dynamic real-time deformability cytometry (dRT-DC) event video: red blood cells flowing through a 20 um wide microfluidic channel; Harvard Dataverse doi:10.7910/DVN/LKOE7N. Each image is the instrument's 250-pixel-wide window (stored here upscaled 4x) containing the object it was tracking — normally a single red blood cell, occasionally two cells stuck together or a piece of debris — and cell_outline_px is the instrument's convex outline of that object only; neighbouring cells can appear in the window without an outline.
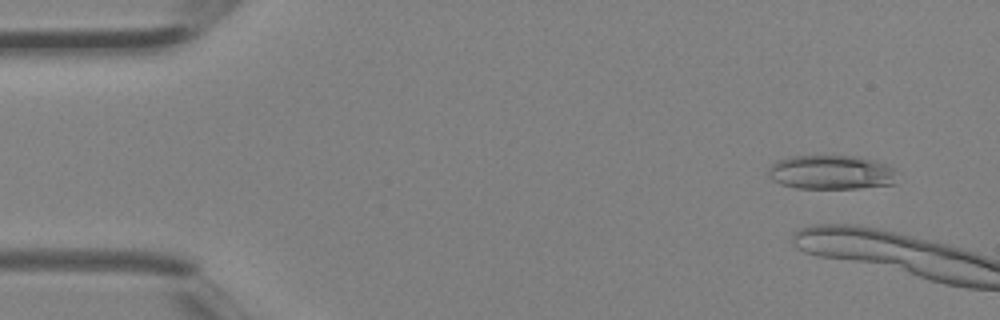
{"species": "Egyptian fruit bat (a non-hibernating species)", "species_latin": "Rousettus aegyptiacus", "temperature_condition": "room temperature", "stored_images_in_passage": 5, "camera_frame_rate_fps": 3000, "um_per_image_px": 0.085, "animal": {"sex": "female"}, "frame": {"image": 1, "passage_image": 1, "time_ms": 0.0, "image_size_px": [1000, 320], "cell_outline_px": [[896, 184], [860, 188], [796, 188], [780, 184], [772, 180], [768, 176], [768, 168], [772, 164], [788, 156], [860, 156], [876, 160], [888, 164], [892, 168]], "centroid_in_image_um": [70.64, 14.64], "position_along_channel_um": 14.4, "area_um2": 25.84}}